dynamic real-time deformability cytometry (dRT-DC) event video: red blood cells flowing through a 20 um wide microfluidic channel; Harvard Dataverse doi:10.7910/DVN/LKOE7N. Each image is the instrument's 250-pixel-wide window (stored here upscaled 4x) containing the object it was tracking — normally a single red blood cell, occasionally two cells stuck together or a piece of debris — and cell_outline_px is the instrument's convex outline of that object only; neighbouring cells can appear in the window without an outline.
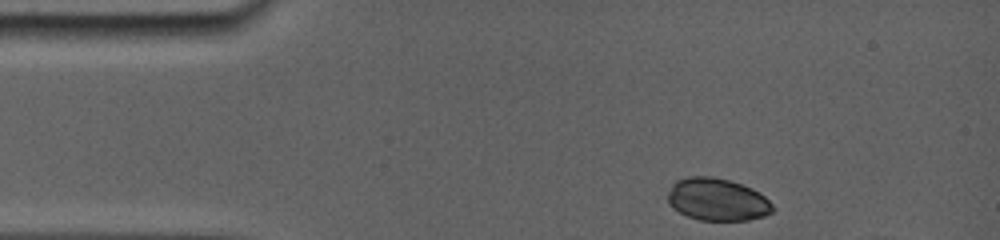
{"species": "common noctule bat (a hibernating species)", "species_latin": "Nyctalus noctula", "temperature_condition": "room temperature", "stored_images_in_passage": 20, "camera_frame_rate_fps": 5000, "um_per_image_px": 0.085, "animal": {"sex": "female", "body_mass_g": 19.0, "forearm_length_mm": 56.7}, "frame": {"image": 1, "passage_image": 1, "time_ms": 0.0, "image_size_px": [1000, 240], "cell_outline_px": [[776, 208], [772, 212], [764, 216], [748, 220], [700, 220], [688, 216], [672, 208], [668, 204], [668, 192], [672, 184], [676, 180], [688, 176], [712, 176], [728, 180], [752, 188], [760, 192]], "centroid_in_image_um": [60.96, 16.95], "position_along_channel_um": 24.0, "area_um2": 26.07}}
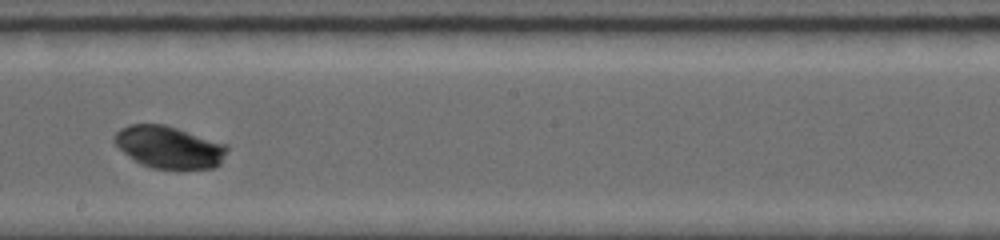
{"frame": {"image": 2, "passage_image": 12, "time_ms": 7.0, "image_size_px": [1000, 240], "cell_outline_px": [[228, 152], [220, 164], [216, 168], [152, 168], [140, 164], [128, 156], [112, 140], [116, 132], [120, 128], [128, 124], [164, 124], [224, 144], [228, 148]], "centroid_in_image_um": [14.34, 12.51], "position_along_channel_um": 233.9, "area_um2": 27.46}}
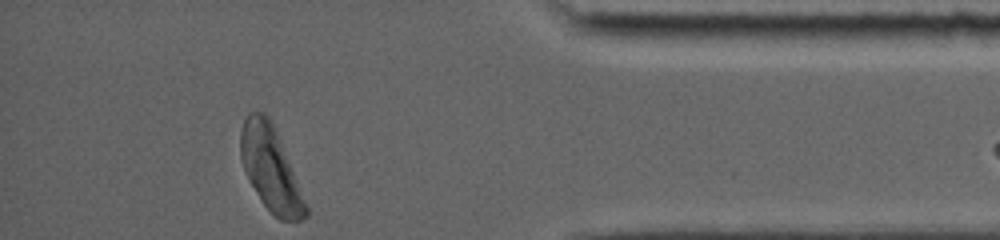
{"frame": {"image": 3, "passage_image": 20, "time_ms": 12.2, "image_size_px": [1000, 240], "cell_outline_px": [[308, 216], [300, 220], [280, 220], [260, 200], [248, 180], [240, 156], [240, 132], [244, 120], [248, 112], [264, 112], [268, 116], [280, 140], [308, 208]], "centroid_in_image_um": [22.97, 14.33], "position_along_channel_um": 412.2, "area_um2": 31.39}, "authors_computed_cell_mechanics": {"area_um2": 27.5128, "velocity_mm_per_s": 3.8411, "shape_relaxation_time_tau1_ms": 1.1566, "shape_relaxation_time_tau2_ms": null, "deformation_change_tau1": 0.048, "deformation_change_tau2": null}}